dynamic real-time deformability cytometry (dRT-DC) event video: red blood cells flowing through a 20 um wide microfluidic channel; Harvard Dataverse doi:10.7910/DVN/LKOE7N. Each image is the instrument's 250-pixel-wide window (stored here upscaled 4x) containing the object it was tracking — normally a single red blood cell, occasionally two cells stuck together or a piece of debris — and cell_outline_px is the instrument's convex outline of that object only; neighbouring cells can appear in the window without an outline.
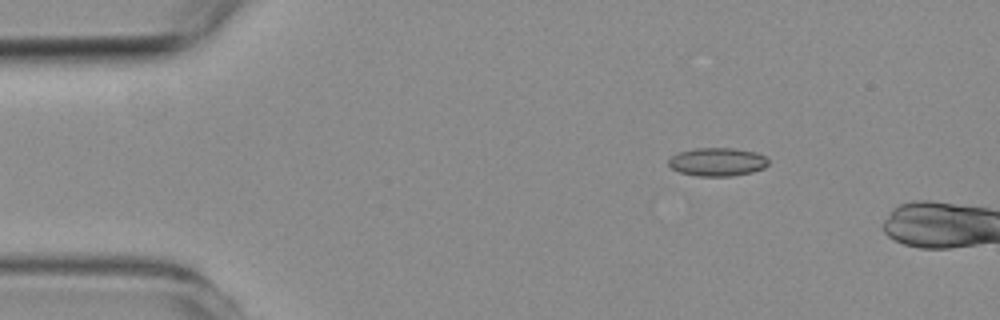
{"species": "common noctule bat (a hibernating species)", "species_latin": "Nyctalus noctula", "temperature_condition": "room temperature", "stored_images_in_passage": 4, "camera_frame_rate_fps": 3000, "um_per_image_px": 0.085, "animal": {"sex": "female", "body_mass_g": 19.3, "forearm_length_mm": 54.1}, "frame": {"image": 1, "passage_image": 4, "time_ms": 4.333, "image_size_px": [1000, 320], "cell_outline_px": [[768, 164], [764, 168], [752, 172], [732, 176], [696, 176], [680, 172], [672, 168], [668, 164], [668, 160], [672, 156], [680, 152], [696, 148], [736, 148], [756, 152], [764, 156], [768, 160]], "centroid_in_image_um": [60.99, 13.76], "position_along_channel_um": 24.0, "area_um2": 16.47}}